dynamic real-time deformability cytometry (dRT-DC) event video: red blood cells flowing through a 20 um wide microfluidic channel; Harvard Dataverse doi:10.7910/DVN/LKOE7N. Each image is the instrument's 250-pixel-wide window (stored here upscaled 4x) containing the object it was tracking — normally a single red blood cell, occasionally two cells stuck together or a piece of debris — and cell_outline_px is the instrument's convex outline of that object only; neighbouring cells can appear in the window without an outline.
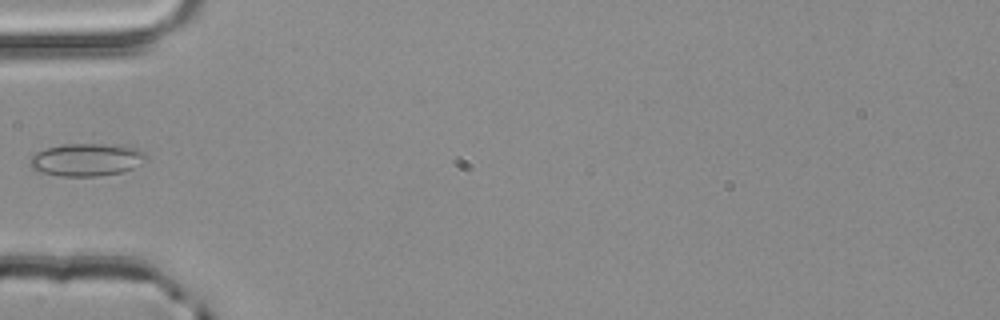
{"species": "common noctule bat (a hibernating species)", "species_latin": "Nyctalus noctula", "temperature_condition": "room temperature", "stored_images_in_passage": 2, "camera_frame_rate_fps": 3000, "um_per_image_px": 0.085, "animal": {"sex": "male", "body_mass_g": 20.4}, "frame": {"image": 1, "passage_image": 2, "time_ms": 0.333, "image_size_px": [1000, 320], "cell_outline_px": [[148, 160], [132, 168], [120, 172], [100, 176], [60, 176], [40, 172], [32, 168], [28, 164], [28, 160], [36, 152], [48, 148], [64, 144], [104, 144], [136, 148], [144, 152], [148, 156]], "centroid_in_image_um": [7.35, 13.58], "position_along_channel_um": 77.7, "area_um2": 22.08}}